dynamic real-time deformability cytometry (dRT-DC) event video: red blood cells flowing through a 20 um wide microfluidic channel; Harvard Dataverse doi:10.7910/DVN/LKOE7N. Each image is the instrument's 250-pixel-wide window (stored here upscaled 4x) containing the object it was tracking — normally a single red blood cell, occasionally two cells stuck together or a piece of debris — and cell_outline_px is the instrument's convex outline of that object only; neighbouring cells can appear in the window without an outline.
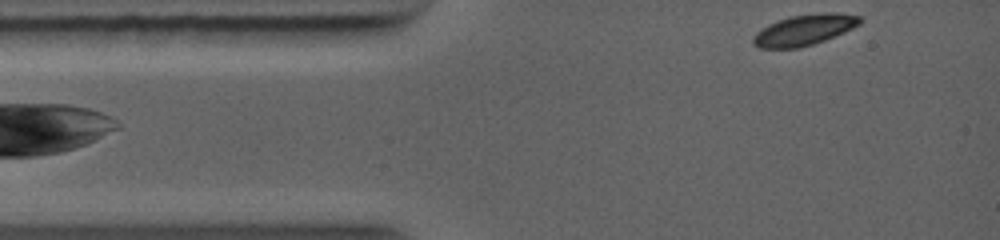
{"species": "common noctule bat (a hibernating species)", "species_latin": "Nyctalus noctula", "temperature_condition": "warm", "stored_images_in_passage": 23, "camera_frame_rate_fps": 5000, "um_per_image_px": 0.085, "animal": {"sex": "female", "body_mass_g": 19.0, "forearm_length_mm": 56.7}, "frame": {"image": 1, "passage_image": 1, "time_ms": 0.0, "image_size_px": [1000, 240], "cell_outline_px": [[864, 20], [860, 24], [844, 32], [824, 40], [800, 48], [760, 48], [752, 44], [752, 36], [760, 28], [776, 20], [788, 16], [820, 12], [836, 12], [860, 16]], "centroid_in_image_um": [68.33, 2.53], "position_along_channel_um": 16.7, "area_um2": 19.48}}
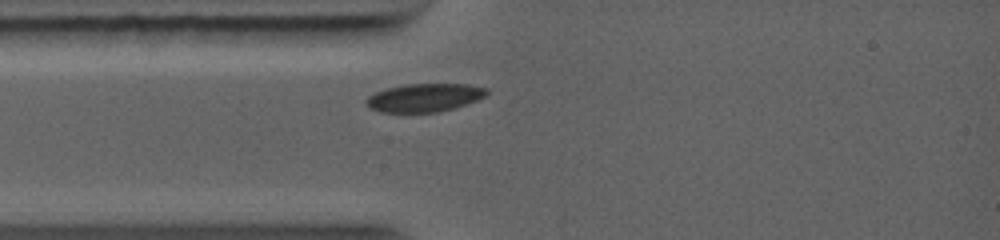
{"frame": {"image": 2, "passage_image": 13, "time_ms": 1.6, "image_size_px": [1000, 240], "cell_outline_px": [[488, 96], [452, 108], [436, 112], [380, 112], [372, 108], [364, 100], [368, 96], [376, 92], [388, 88], [404, 84], [468, 84], [488, 88]], "centroid_in_image_um": [36.1, 8.28], "position_along_channel_um": 48.9, "area_um2": 19.65}}
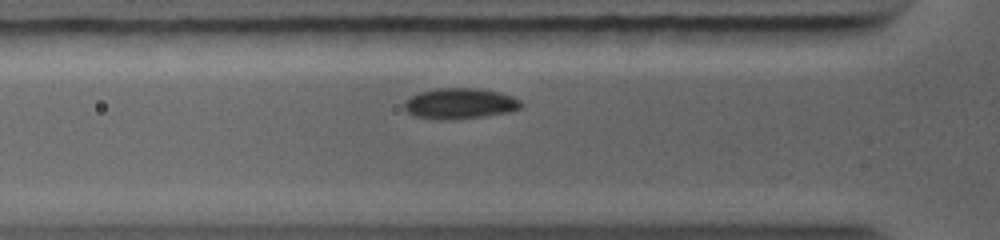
{"frame": {"image": 3, "passage_image": 19, "time_ms": 2.4, "image_size_px": [1000, 240], "cell_outline_px": [[524, 104], [520, 108], [508, 112], [484, 116], [444, 120], [440, 120], [412, 116], [404, 108], [404, 100], [408, 96], [420, 92], [436, 88], [476, 88], [500, 92], [512, 96], [520, 100]], "centroid_in_image_um": [39.05, 8.79], "position_along_channel_um": 86.7, "area_um2": 21.1}}